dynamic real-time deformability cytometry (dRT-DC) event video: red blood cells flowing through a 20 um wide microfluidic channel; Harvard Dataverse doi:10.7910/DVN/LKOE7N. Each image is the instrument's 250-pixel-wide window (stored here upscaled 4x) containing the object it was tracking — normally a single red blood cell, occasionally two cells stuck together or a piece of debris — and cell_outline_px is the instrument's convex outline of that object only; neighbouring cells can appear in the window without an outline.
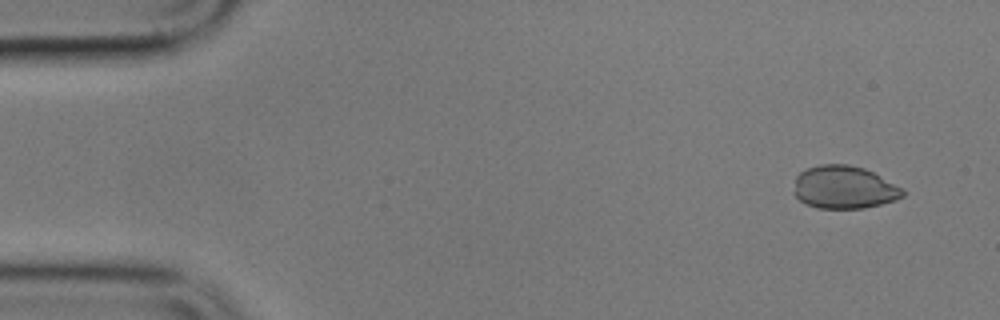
{"species": "common noctule bat (a hibernating species)", "species_latin": "Nyctalus noctula", "temperature_condition": "cold", "stored_images_in_passage": 4, "camera_frame_rate_fps": 3000, "um_per_image_px": 0.085, "animal": {"sex": "male", "body_mass_g": 17.9}, "frame": {"image": 1, "passage_image": 1, "time_ms": 0.0, "image_size_px": [1000, 320], "cell_outline_px": [[904, 196], [896, 200], [864, 208], [816, 208], [800, 200], [792, 192], [796, 176], [800, 172], [808, 168], [820, 164], [848, 164], [864, 168], [904, 188]], "centroid_in_image_um": [71.74, 15.92], "position_along_channel_um": 13.3, "area_um2": 27.28}}
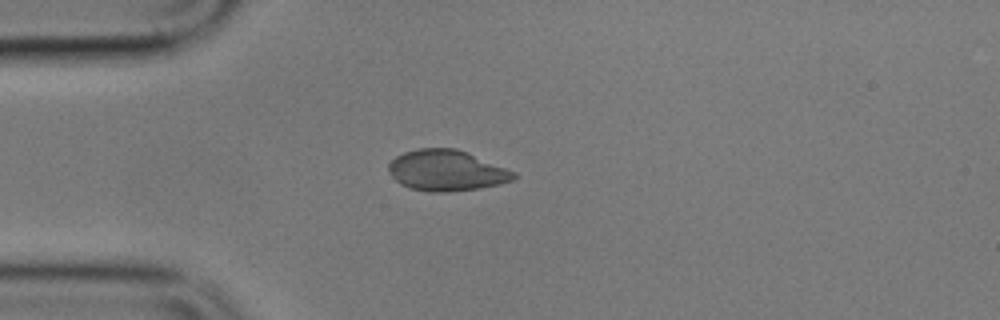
{"frame": {"image": 2, "passage_image": 4, "time_ms": 3.667, "image_size_px": [1000, 320], "cell_outline_px": [[516, 176], [512, 180], [500, 184], [480, 188], [448, 192], [428, 192], [408, 188], [400, 184], [392, 176], [388, 168], [388, 164], [396, 156], [404, 152], [420, 148], [456, 148], [468, 152], [516, 172]], "centroid_in_image_um": [37.95, 14.5], "position_along_channel_um": 47.1, "area_um2": 29.88}}